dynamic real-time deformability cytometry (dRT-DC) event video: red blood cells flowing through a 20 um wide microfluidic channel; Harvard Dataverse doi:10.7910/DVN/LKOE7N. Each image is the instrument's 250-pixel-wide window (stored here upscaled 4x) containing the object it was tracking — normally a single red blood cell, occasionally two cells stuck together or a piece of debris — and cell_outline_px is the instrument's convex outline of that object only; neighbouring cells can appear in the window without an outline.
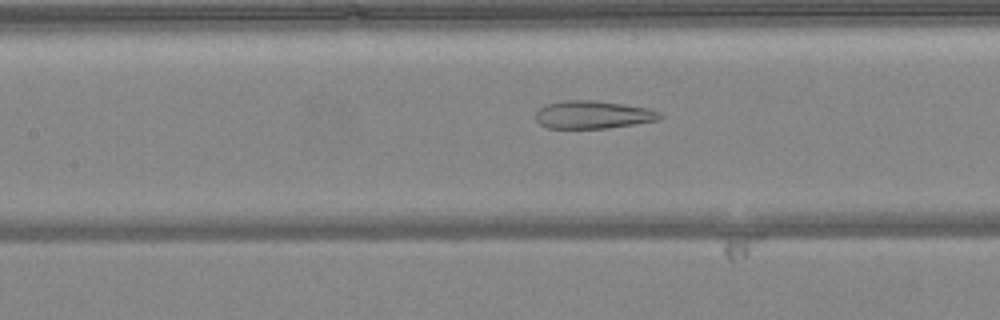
{"species": "common noctule bat (a hibernating species)", "species_latin": "Nyctalus noctula", "temperature_condition": "warm", "stored_images_in_passage": 49, "camera_frame_rate_fps": 3000, "um_per_image_px": 0.085, "animal": {"sex": "female", "body_mass_g": 24.6, "forearm_length_mm": 56.2}, "frame": {"image": 1, "passage_image": 22, "time_ms": 7.0, "image_size_px": [1000, 320], "cell_outline_px": [[664, 116], [660, 120], [608, 128], [548, 128], [540, 124], [536, 120], [536, 112], [544, 104], [564, 100], [592, 100], [648, 108], [660, 112]], "centroid_in_image_um": [50.4, 9.75], "position_along_channel_um": 157.0, "area_um2": 20.17}}
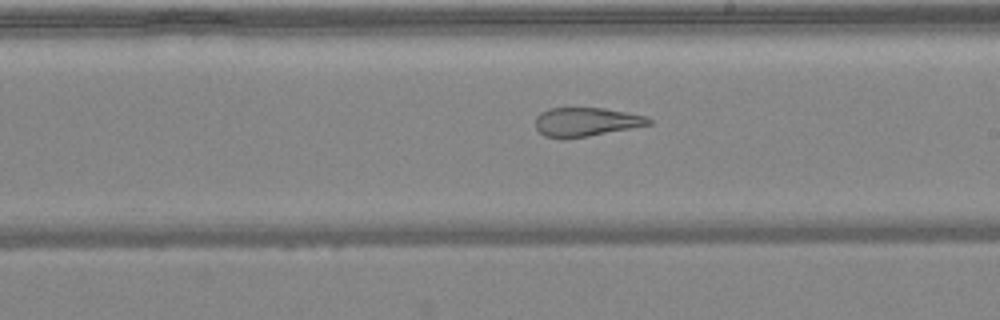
{"frame": {"image": 2, "passage_image": 28, "time_ms": 9.0, "image_size_px": [1000, 320], "cell_outline_px": [[652, 124], [588, 136], [560, 140], [544, 136], [536, 128], [536, 116], [540, 112], [548, 108], [604, 108], [644, 116], [652, 120]], "centroid_in_image_um": [49.75, 10.37], "position_along_channel_um": 239.3, "area_um2": 19.07}}
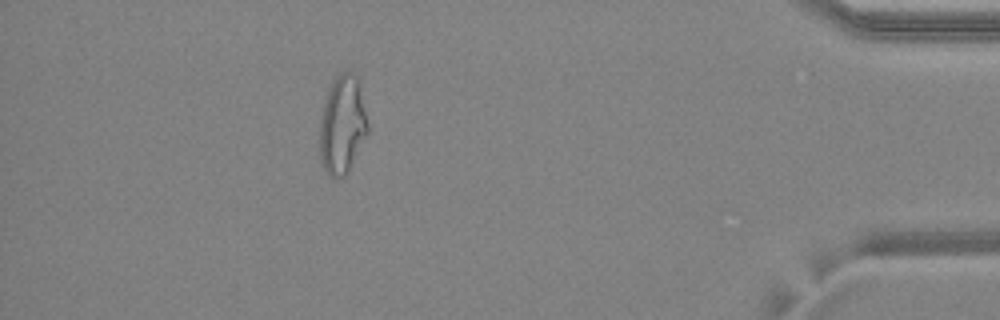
{"frame": {"image": 3, "passage_image": 44, "time_ms": 14.333, "image_size_px": [1000, 320], "cell_outline_px": [[368, 132], [348, 172], [344, 176], [332, 176], [324, 168], [320, 160], [320, 120], [324, 100], [328, 88], [332, 80], [340, 72], [352, 72], [356, 76], [368, 124]], "centroid_in_image_um": [29.08, 10.59], "position_along_channel_um": 406.1, "area_um2": 27.17}, "authors_computed_cell_mechanics": {"area_um2": 26.4724, "velocity_mm_per_s": 4.1182, "shape_relaxation_time_tau1_ms": null, "shape_relaxation_time_tau2_ms": 1.8272, "deformation_change_tau1": null, "deformation_change_tau2": 0.1315}}